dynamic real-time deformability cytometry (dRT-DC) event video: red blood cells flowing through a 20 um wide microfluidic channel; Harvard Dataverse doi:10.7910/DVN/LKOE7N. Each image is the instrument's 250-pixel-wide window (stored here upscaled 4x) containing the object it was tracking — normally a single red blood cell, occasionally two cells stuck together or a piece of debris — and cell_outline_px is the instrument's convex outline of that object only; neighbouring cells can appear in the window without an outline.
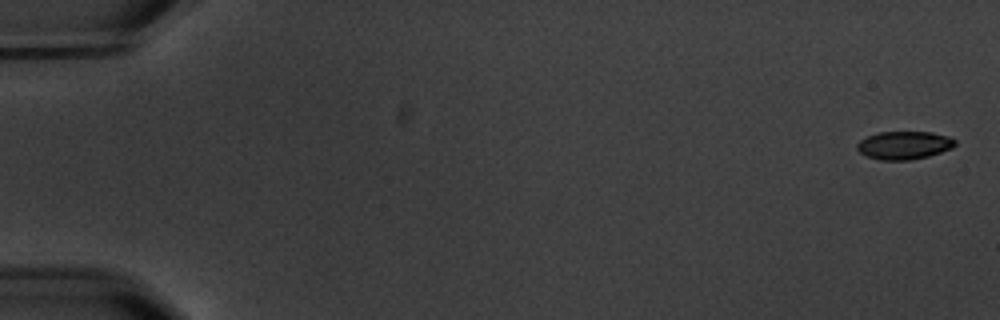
{"species": "common noctule bat (a hibernating species)", "species_latin": "Nyctalus noctula", "temperature_condition": "warm", "stored_images_in_passage": 15, "camera_frame_rate_fps": 3000, "um_per_image_px": 0.085, "animal": {"sex": "male", "body_mass_g": 20.1, "forearm_length_mm": 53.5}, "frame": {"image": 1, "passage_image": 1, "time_ms": 0.0, "image_size_px": [1000, 320], "cell_outline_px": [[956, 144], [952, 148], [928, 156], [912, 160], [880, 160], [868, 156], [860, 152], [856, 148], [856, 144], [860, 140], [876, 132], [932, 132], [948, 136], [956, 140]], "centroid_in_image_um": [76.85, 12.34], "position_along_channel_um": 8.2, "area_um2": 16.07}}
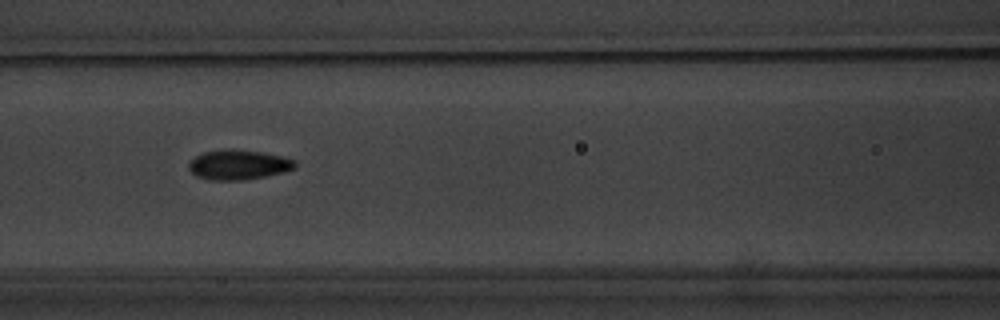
{"frame": {"image": 2, "passage_image": 7, "time_ms": 8.333, "image_size_px": [1000, 320], "cell_outline_px": [[296, 168], [284, 172], [244, 180], [208, 180], [196, 176], [188, 168], [188, 164], [196, 156], [204, 152], [224, 148], [232, 148], [260, 152], [280, 156], [296, 160]], "centroid_in_image_um": [20.26, 14.0], "position_along_channel_um": 146.3, "area_um2": 18.55}}
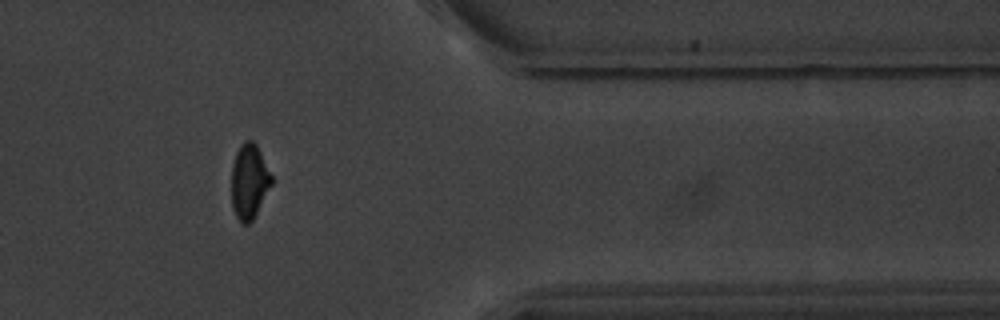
{"frame": {"image": 3, "passage_image": 13, "time_ms": 15.667, "image_size_px": [1000, 320], "cell_outline_px": [[272, 184], [252, 220], [248, 224], [240, 224], [232, 208], [232, 164], [236, 152], [240, 144], [244, 140], [252, 140], [256, 144], [272, 176]], "centroid_in_image_um": [21.17, 15.42], "position_along_channel_um": 390.2, "area_um2": 17.4}, "authors_computed_cell_mechanics": {"area_um2": 17.6868, "velocity_mm_per_s": 3.5441, "shape_relaxation_time_tau1_ms": 1.9803, "shape_relaxation_time_tau2_ms": null, "deformation_change_tau1": 0.0959, "deformation_change_tau2": null}}